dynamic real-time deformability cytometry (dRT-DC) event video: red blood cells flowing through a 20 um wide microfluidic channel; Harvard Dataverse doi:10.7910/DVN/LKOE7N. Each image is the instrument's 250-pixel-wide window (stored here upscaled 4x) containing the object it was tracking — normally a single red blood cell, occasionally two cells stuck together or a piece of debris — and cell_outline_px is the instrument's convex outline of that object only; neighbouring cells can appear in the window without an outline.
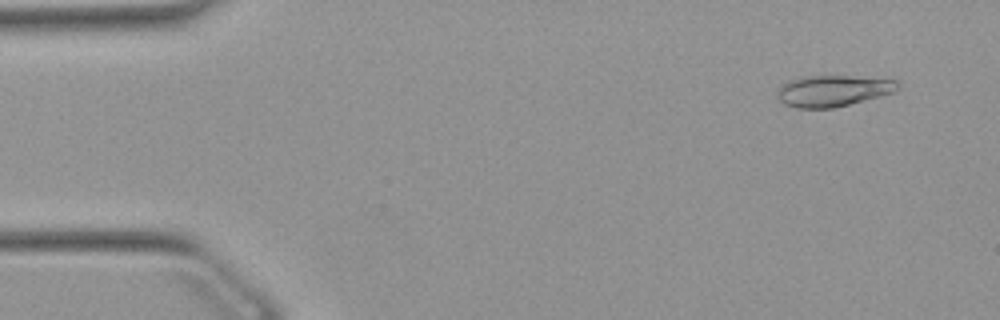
{"species": "Egyptian fruit bat (a non-hibernating species)", "species_latin": "Rousettus aegyptiacus", "temperature_condition": "warm", "stored_images_in_passage": 52, "camera_frame_rate_fps": 3000, "um_per_image_px": 0.085, "animal": {"sex": "female"}, "frame": {"image": 1, "passage_image": 4, "time_ms": 1.0, "image_size_px": [1000, 320], "cell_outline_px": [[900, 84], [896, 92], [832, 108], [796, 108], [784, 104], [776, 96], [780, 88], [788, 80], [800, 76], [848, 76], [896, 80]], "centroid_in_image_um": [70.79, 7.72], "position_along_channel_um": 14.2, "area_um2": 21.79}}
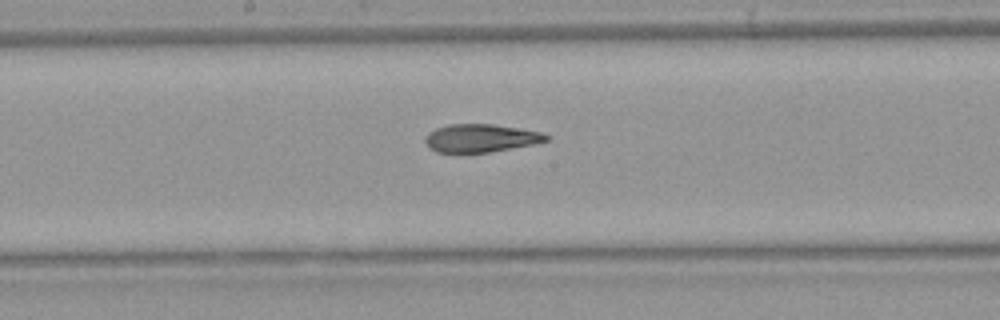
{"frame": {"image": 2, "passage_image": 27, "time_ms": 8.667, "image_size_px": [1000, 320], "cell_outline_px": [[552, 136], [548, 140], [532, 144], [488, 152], [436, 152], [428, 148], [424, 140], [424, 136], [428, 132], [436, 128], [448, 124], [492, 124], [520, 128], [544, 132]], "centroid_in_image_um": [40.85, 11.73], "position_along_channel_um": 207.4, "area_um2": 19.88}}
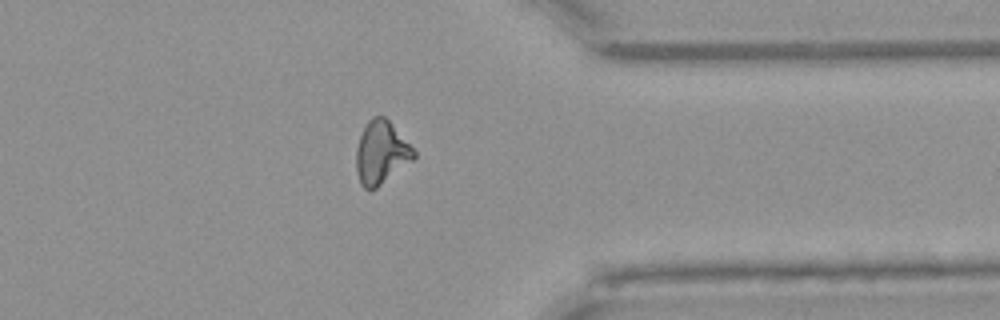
{"frame": {"image": 3, "passage_image": 41, "time_ms": 13.333, "image_size_px": [1000, 320], "cell_outline_px": [[416, 156], [412, 160], [376, 188], [368, 192], [360, 184], [356, 172], [356, 148], [360, 136], [368, 120], [372, 116], [384, 116], [392, 124], [416, 152]], "centroid_in_image_um": [32.37, 12.99], "position_along_channel_um": 379.0, "area_um2": 20.98}, "authors_computed_cell_mechanics": {"area_um2": 20.808, "velocity_mm_per_s": 3.8959, "shape_relaxation_time_tau1_ms": null, "shape_relaxation_time_tau2_ms": 2.6822, "deformation_change_tau1": null, "deformation_change_tau2": 0.111}}